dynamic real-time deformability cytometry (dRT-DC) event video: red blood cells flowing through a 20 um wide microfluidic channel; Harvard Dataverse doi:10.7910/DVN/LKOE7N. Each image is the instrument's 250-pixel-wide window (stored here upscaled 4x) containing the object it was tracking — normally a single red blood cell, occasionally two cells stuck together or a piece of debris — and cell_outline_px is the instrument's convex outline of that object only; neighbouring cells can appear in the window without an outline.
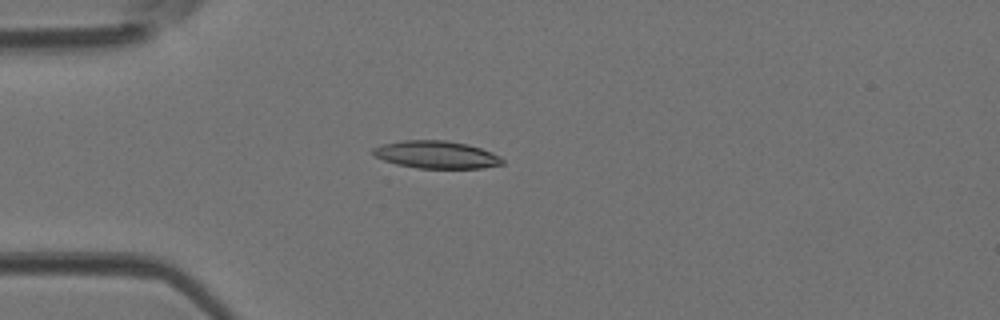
{"species": "Egyptian fruit bat (a non-hibernating species)", "species_latin": "Rousettus aegyptiacus", "temperature_condition": "room temperature", "stored_images_in_passage": 34, "camera_frame_rate_fps": 3000, "um_per_image_px": 0.085, "animal": {"sex": "female"}, "frame": {"image": 1, "passage_image": 1, "time_ms": 0.0, "image_size_px": [1000, 320], "cell_outline_px": [[504, 164], [484, 168], [420, 168], [396, 164], [384, 160], [376, 156], [372, 152], [372, 148], [380, 144], [404, 140], [444, 140], [468, 144], [492, 152], [500, 156], [504, 160]], "centroid_in_image_um": [37.11, 13.14], "position_along_channel_um": 47.9, "area_um2": 20.81}}
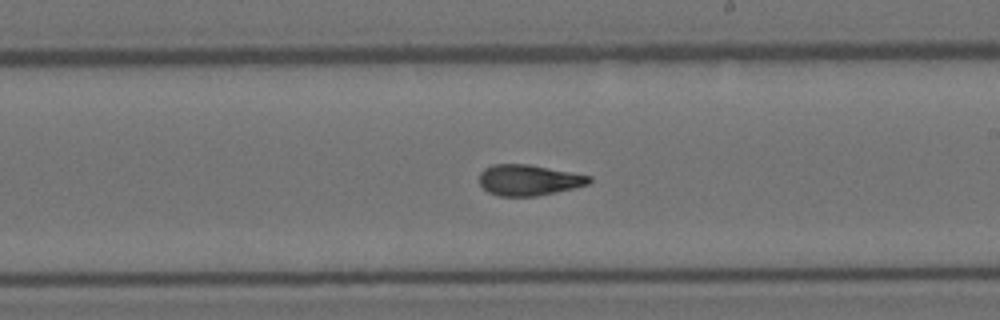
{"frame": {"image": 2, "passage_image": 15, "time_ms": 4.667, "image_size_px": [1000, 320], "cell_outline_px": [[592, 180], [588, 184], [556, 192], [536, 196], [500, 196], [488, 192], [480, 184], [480, 172], [484, 168], [492, 164], [528, 164], [592, 176]], "centroid_in_image_um": [44.93, 15.3], "position_along_channel_um": 244.1, "area_um2": 19.65}}
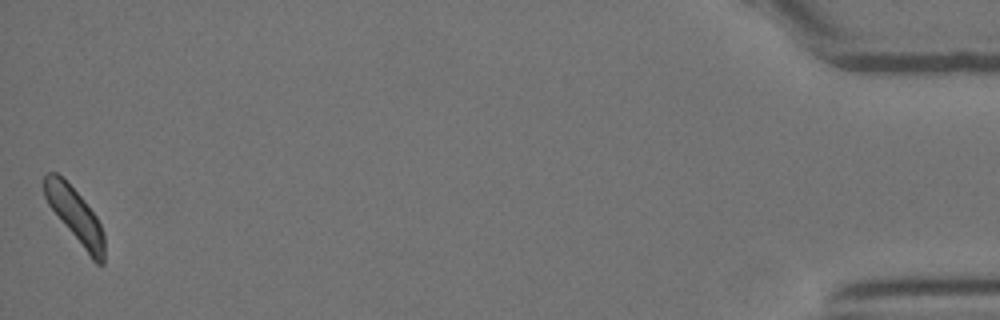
{"frame": {"image": 3, "passage_image": 34, "time_ms": 11.0, "image_size_px": [1000, 320], "cell_outline_px": [[104, 264], [96, 264], [92, 260], [48, 204], [44, 196], [44, 176], [48, 172], [56, 172], [84, 200], [96, 216], [100, 224], [104, 236]], "centroid_in_image_um": [6.4, 18.35], "position_along_channel_um": 428.8, "area_um2": 18.73}}